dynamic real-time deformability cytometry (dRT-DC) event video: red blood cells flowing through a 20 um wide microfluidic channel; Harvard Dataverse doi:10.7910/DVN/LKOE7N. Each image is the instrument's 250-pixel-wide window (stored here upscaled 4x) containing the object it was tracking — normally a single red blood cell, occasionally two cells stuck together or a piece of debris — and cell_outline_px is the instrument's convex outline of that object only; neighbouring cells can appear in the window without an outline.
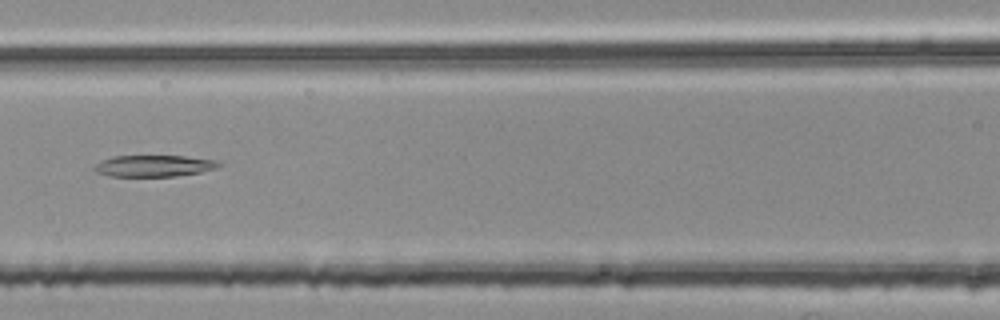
{"species": "common noctule bat (a hibernating species)", "species_latin": "Nyctalus noctula", "temperature_condition": "room temperature", "stored_images_in_passage": 38, "camera_frame_rate_fps": 3000, "um_per_image_px": 0.085, "animal": {"sex": "female", "body_mass_g": 25.1}, "frame": {"image": 1, "passage_image": 8, "time_ms": 2.333, "image_size_px": [1000, 320], "cell_outline_px": [[220, 164], [216, 168], [200, 172], [176, 176], [108, 176], [96, 172], [92, 168], [100, 160], [112, 156], [184, 156], [220, 160]], "centroid_in_image_um": [13.06, 14.09], "position_along_channel_um": 153.5, "area_um2": 15.66}}
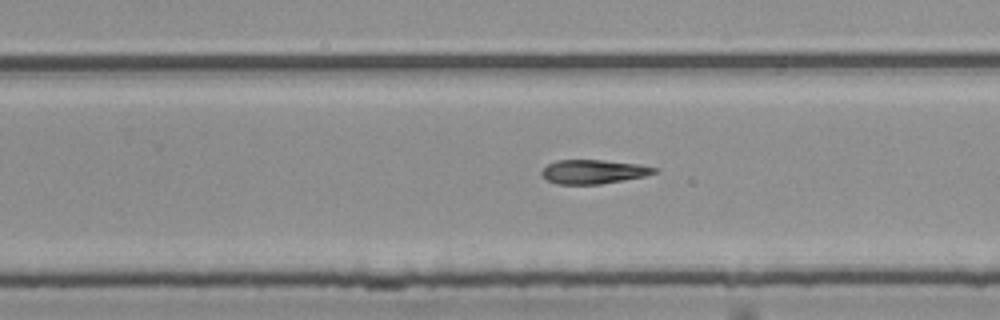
{"frame": {"image": 2, "passage_image": 18, "time_ms": 5.667, "image_size_px": [1000, 320], "cell_outline_px": [[660, 172], [644, 176], [600, 184], [556, 184], [548, 180], [540, 172], [548, 164], [556, 160], [604, 160], [640, 164], [660, 168]], "centroid_in_image_um": [50.5, 14.58], "position_along_channel_um": 279.3, "area_um2": 15.84}}
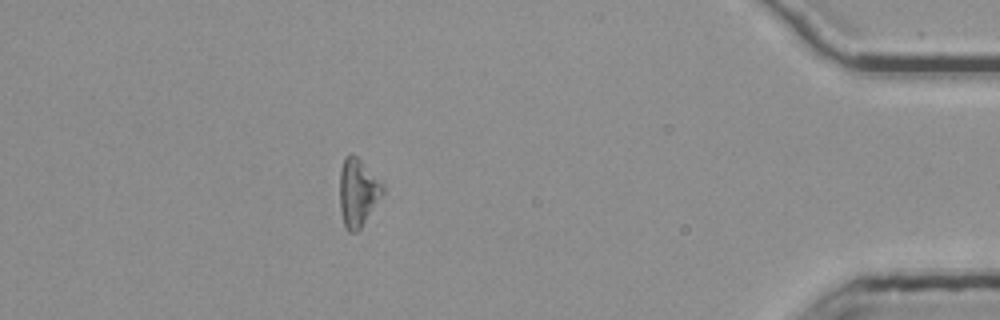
{"frame": {"image": 3, "passage_image": 32, "time_ms": 10.333, "image_size_px": [1000, 320], "cell_outline_px": [[384, 192], [360, 228], [356, 232], [348, 232], [344, 224], [340, 208], [340, 168], [344, 156], [352, 152], [360, 160], [384, 188]], "centroid_in_image_um": [30.37, 16.35], "position_along_channel_um": 404.8, "area_um2": 16.53}}